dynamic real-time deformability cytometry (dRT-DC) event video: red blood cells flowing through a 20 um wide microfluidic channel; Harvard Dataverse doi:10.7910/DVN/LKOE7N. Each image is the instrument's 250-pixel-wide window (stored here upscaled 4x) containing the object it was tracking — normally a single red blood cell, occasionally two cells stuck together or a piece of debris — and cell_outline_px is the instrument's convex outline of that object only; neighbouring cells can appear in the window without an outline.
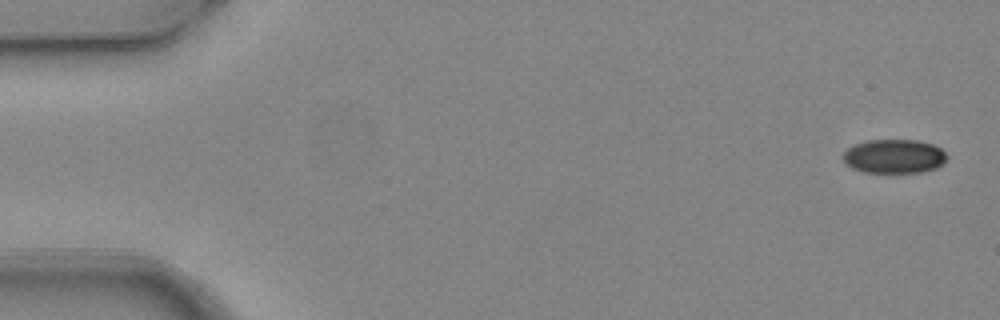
{"species": "common noctule bat (a hibernating species)", "species_latin": "Nyctalus noctula", "temperature_condition": "warm", "stored_images_in_passage": 6, "camera_frame_rate_fps": 3000, "um_per_image_px": 0.085, "animal": {"sex": "female", "body_mass_g": 24.6, "forearm_length_mm": 56.2}, "frame": {"image": 1, "passage_image": 1, "time_ms": 0.0, "image_size_px": [1000, 320], "cell_outline_px": [[948, 156], [944, 164], [936, 168], [924, 172], [864, 172], [852, 168], [844, 160], [844, 152], [848, 148], [856, 144], [868, 140], [920, 140], [932, 144], [940, 148]], "centroid_in_image_um": [76.05, 13.28], "position_along_channel_um": 9.0, "area_um2": 20.52}}
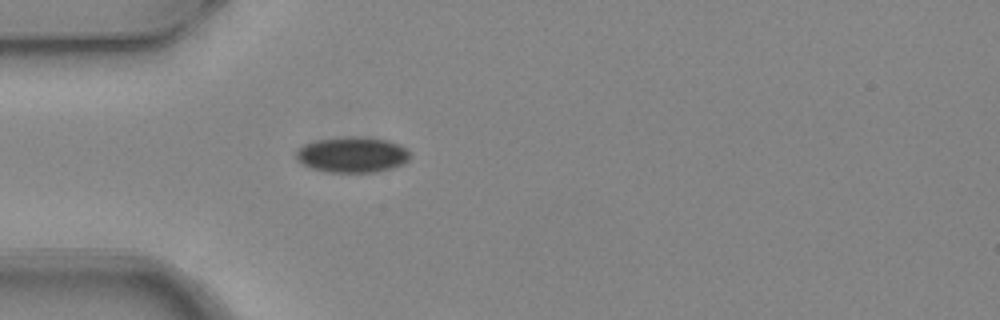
{"frame": {"image": 2, "passage_image": 5, "time_ms": 1.333, "image_size_px": [1000, 320], "cell_outline_px": [[408, 160], [404, 164], [392, 168], [376, 172], [332, 172], [312, 168], [300, 164], [296, 160], [296, 152], [304, 144], [316, 140], [344, 136], [360, 136], [388, 140], [400, 144], [408, 152]], "centroid_in_image_um": [29.93, 13.14], "position_along_channel_um": 55.1, "area_um2": 23.76}}